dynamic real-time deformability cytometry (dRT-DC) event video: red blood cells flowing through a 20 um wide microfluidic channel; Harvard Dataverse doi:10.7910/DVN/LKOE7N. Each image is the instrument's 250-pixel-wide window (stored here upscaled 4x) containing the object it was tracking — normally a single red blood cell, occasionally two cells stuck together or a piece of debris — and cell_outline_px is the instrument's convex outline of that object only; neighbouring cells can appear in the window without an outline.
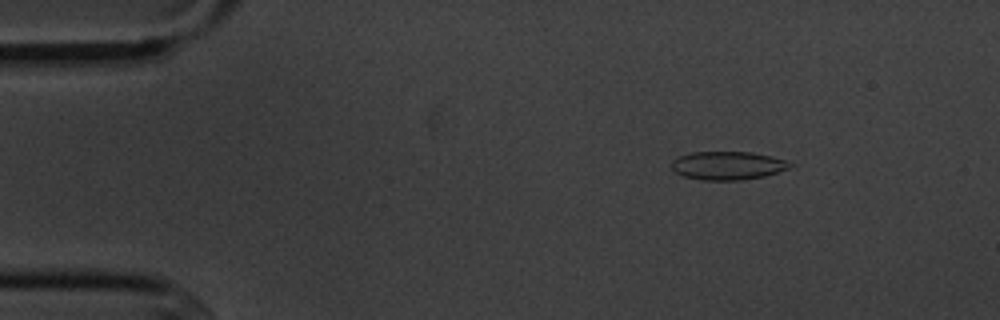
{"species": "common noctule bat (a hibernating species)", "species_latin": "Nyctalus noctula", "temperature_condition": "cold", "stored_images_in_passage": 5, "camera_frame_rate_fps": 3000, "um_per_image_px": 0.085, "animal": {"sex": "male", "body_mass_g": 20.1, "forearm_length_mm": 53.5}, "frame": {"image": 1, "passage_image": 2, "time_ms": 1.333, "image_size_px": [1000, 320], "cell_outline_px": [[796, 164], [788, 168], [764, 176], [740, 180], [704, 180], [684, 176], [676, 172], [672, 168], [672, 160], [676, 156], [692, 152], [752, 152], [772, 156]], "centroid_in_image_um": [61.84, 14.06], "position_along_channel_um": 23.2, "area_um2": 19.54}}